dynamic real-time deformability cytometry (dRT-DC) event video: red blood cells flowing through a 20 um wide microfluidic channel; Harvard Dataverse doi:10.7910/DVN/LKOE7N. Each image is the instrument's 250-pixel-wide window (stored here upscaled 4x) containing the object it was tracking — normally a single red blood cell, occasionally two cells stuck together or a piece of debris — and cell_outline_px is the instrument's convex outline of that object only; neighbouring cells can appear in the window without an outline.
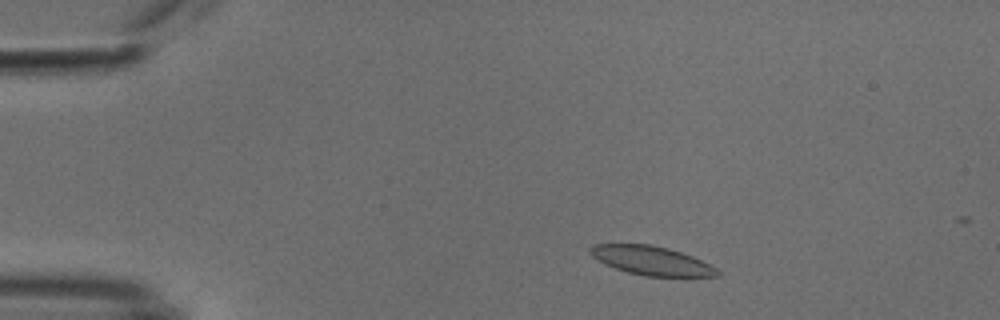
{"species": "common noctule bat (a hibernating species)", "species_latin": "Nyctalus noctula", "temperature_condition": "cold", "stored_images_in_passage": 11, "camera_frame_rate_fps": 3000, "um_per_image_px": 0.085, "animal": {"sex": "male", "body_mass_g": 18.8}, "frame": {"image": 1, "passage_image": 5, "time_ms": 1.333, "image_size_px": [1000, 320], "cell_outline_px": [[720, 272], [716, 276], [644, 276], [628, 272], [604, 264], [592, 256], [588, 252], [588, 248], [592, 244], [648, 244], [668, 248], [692, 256], [716, 268]], "centroid_in_image_um": [55.31, 22.14], "position_along_channel_um": 29.7, "area_um2": 21.21}}